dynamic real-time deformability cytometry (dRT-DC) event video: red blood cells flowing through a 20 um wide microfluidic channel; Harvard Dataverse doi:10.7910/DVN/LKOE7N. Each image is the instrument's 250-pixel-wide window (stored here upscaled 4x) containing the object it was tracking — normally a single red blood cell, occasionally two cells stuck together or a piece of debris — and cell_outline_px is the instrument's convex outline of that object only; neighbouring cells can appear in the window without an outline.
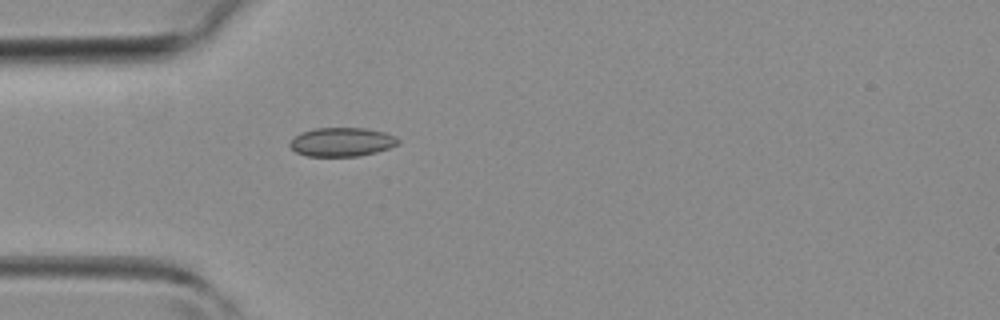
{"species": "common noctule bat (a hibernating species)", "species_latin": "Nyctalus noctula", "temperature_condition": "room temperature", "stored_images_in_passage": 25, "camera_frame_rate_fps": 3000, "um_per_image_px": 0.085, "animal": {"sex": "female", "body_mass_g": 19.3, "forearm_length_mm": 54.1}, "frame": {"image": 1, "passage_image": 1, "time_ms": 0.0, "image_size_px": [1000, 320], "cell_outline_px": [[400, 144], [376, 152], [356, 156], [308, 156], [296, 152], [288, 144], [300, 132], [312, 128], [364, 128], [384, 132], [396, 136], [400, 140]], "centroid_in_image_um": [29.07, 12.06], "position_along_channel_um": 55.9, "area_um2": 18.21}}
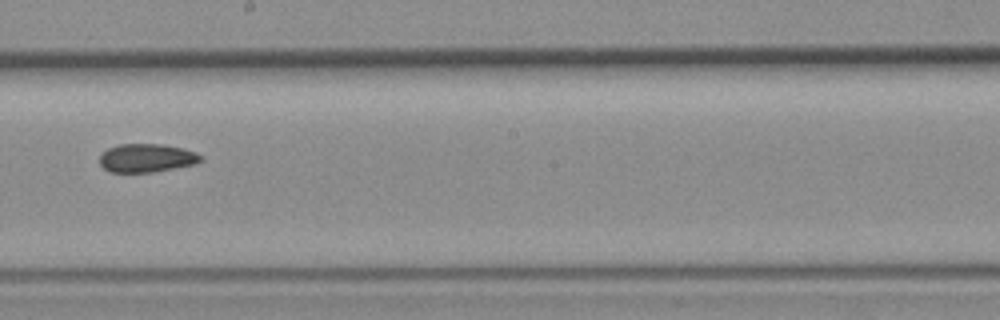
{"frame": {"image": 2, "passage_image": 13, "time_ms": 4.0, "image_size_px": [1000, 320], "cell_outline_px": [[204, 160], [196, 164], [152, 172], [108, 172], [100, 164], [100, 156], [108, 148], [120, 144], [160, 144], [180, 148], [196, 152], [204, 156]], "centroid_in_image_um": [12.49, 13.43], "position_along_channel_um": 235.7, "area_um2": 16.76}}
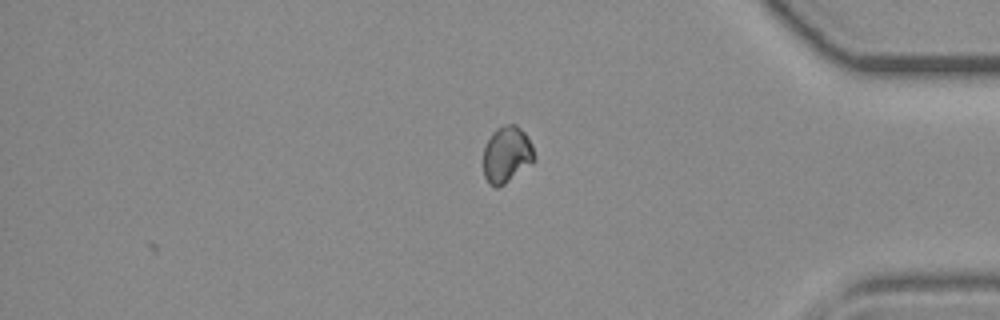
{"frame": {"image": 3, "passage_image": 25, "time_ms": 8.0, "image_size_px": [1000, 320], "cell_outline_px": [[536, 160], [532, 164], [504, 184], [496, 188], [488, 184], [484, 176], [484, 148], [492, 132], [496, 128], [504, 124], [516, 124], [528, 136], [532, 144], [536, 156]], "centroid_in_image_um": [43.1, 13.13], "position_along_channel_um": 392.1, "area_um2": 17.05}}